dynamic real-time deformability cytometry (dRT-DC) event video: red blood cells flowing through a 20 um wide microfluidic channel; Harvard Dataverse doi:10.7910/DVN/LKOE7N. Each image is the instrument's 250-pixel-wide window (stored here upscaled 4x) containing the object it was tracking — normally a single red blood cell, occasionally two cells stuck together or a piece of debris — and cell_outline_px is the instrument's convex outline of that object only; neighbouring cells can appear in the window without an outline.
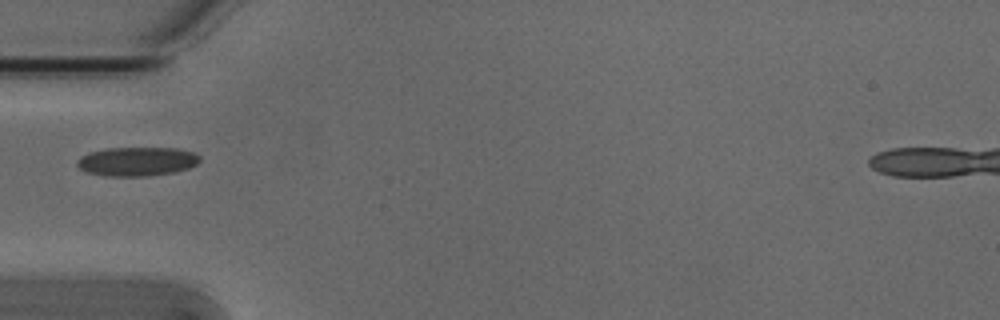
{"species": "Egyptian fruit bat (a non-hibernating species)", "species_latin": "Rousettus aegyptiacus", "temperature_condition": "cold", "stored_images_in_passage": 1, "camera_frame_rate_fps": 3000, "um_per_image_px": 0.085, "animal": {"sex": "male"}, "frame": {"image": 1, "passage_image": 1, "time_ms": 0.0, "image_size_px": [1000, 320], "cell_outline_px": [[200, 160], [196, 164], [188, 168], [176, 172], [148, 176], [104, 176], [84, 172], [76, 164], [76, 160], [80, 156], [88, 152], [104, 148], [176, 148], [192, 152], [200, 156]], "centroid_in_image_um": [11.59, 13.73], "position_along_channel_um": 73.4, "area_um2": 20.98}}